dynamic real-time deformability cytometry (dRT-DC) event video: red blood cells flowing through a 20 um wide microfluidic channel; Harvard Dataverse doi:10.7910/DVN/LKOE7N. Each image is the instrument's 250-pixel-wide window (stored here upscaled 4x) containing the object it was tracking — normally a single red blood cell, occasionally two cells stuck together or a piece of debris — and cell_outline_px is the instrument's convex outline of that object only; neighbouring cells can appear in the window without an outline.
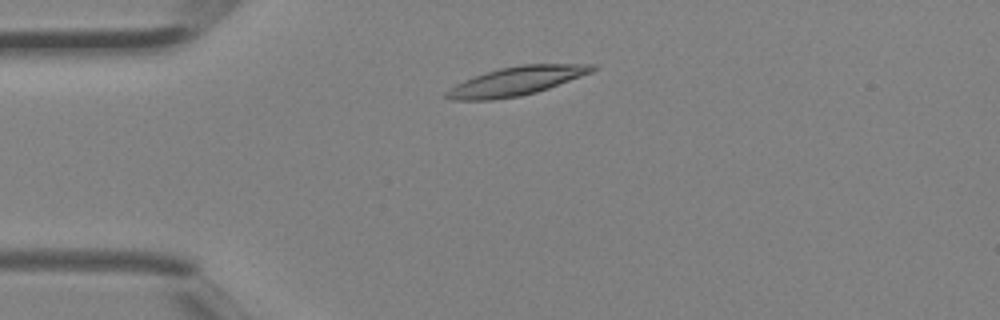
{"species": "Egyptian fruit bat (a non-hibernating species)", "species_latin": "Rousettus aegyptiacus", "temperature_condition": "room temperature", "stored_images_in_passage": 3, "camera_frame_rate_fps": 3000, "um_per_image_px": 0.085, "animal": {"sex": "female"}, "frame": {"image": 1, "passage_image": 2, "time_ms": 0.333, "image_size_px": [1000, 320], "cell_outline_px": [[600, 68], [592, 72], [548, 88], [536, 92], [520, 96], [492, 100], [452, 100], [444, 96], [444, 92], [456, 84], [464, 80], [500, 68], [520, 64], [596, 64]], "centroid_in_image_um": [43.91, 6.89], "position_along_channel_um": 41.1, "area_um2": 24.33}}